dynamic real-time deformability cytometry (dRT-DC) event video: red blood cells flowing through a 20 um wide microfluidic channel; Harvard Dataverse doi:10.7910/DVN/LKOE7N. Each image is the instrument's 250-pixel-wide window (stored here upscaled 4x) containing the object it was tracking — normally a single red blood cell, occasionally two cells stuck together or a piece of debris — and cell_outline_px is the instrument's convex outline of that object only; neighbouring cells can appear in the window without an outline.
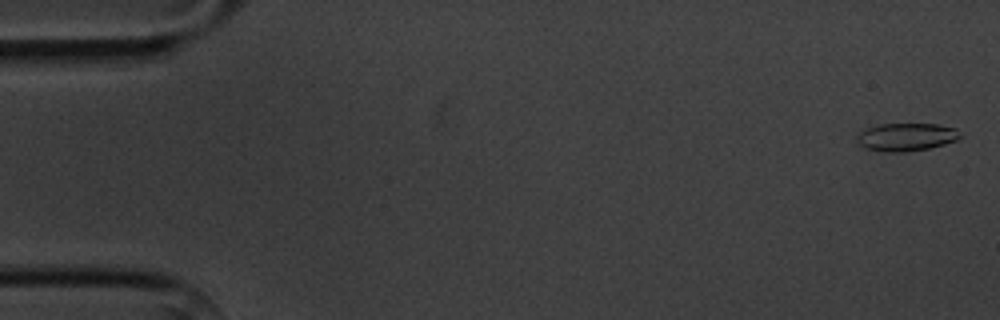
{"species": "common noctule bat (a hibernating species)", "species_latin": "Nyctalus noctula", "temperature_condition": "cold", "stored_images_in_passage": 6, "segment_of_instrument_passage": [2, 2], "camera_frame_rate_fps": 3000, "um_per_image_px": 0.085, "animal": {"sex": "male", "body_mass_g": 20.1, "forearm_length_mm": 53.5}, "frame": {"image": 1, "passage_image": 6, "time_ms": 6.0, "image_size_px": [1000, 320], "cell_outline_px": [[960, 136], [956, 140], [944, 144], [928, 148], [904, 152], [884, 152], [864, 148], [856, 140], [856, 136], [860, 132], [868, 128], [880, 124], [936, 124], [956, 128]], "centroid_in_image_um": [77.0, 11.65], "position_along_channel_um": 8.0, "area_um2": 16.65}}